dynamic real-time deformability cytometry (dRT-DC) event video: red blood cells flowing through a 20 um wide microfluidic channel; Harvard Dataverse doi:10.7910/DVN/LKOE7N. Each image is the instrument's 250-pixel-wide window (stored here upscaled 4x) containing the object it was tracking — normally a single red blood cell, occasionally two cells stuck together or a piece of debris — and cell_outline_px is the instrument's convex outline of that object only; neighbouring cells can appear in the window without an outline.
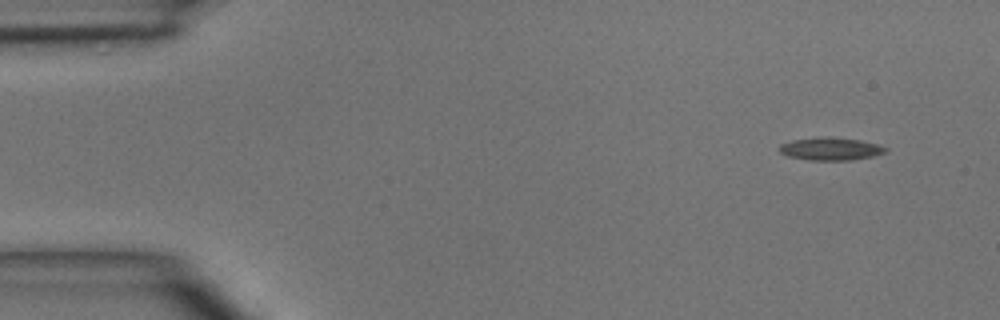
{"species": "common noctule bat (a hibernating species)", "species_latin": "Nyctalus noctula", "temperature_condition": "room temperature", "stored_images_in_passage": 4, "camera_frame_rate_fps": 3000, "um_per_image_px": 0.085, "animal": {"sex": "male", "body_mass_g": 15.6}, "frame": {"image": 1, "passage_image": 1, "time_ms": 0.0, "image_size_px": [1000, 320], "cell_outline_px": [[888, 148], [884, 152], [872, 156], [852, 160], [808, 160], [788, 156], [780, 152], [780, 144], [792, 140], [860, 140], [876, 144]], "centroid_in_image_um": [70.6, 12.72], "position_along_channel_um": 14.4, "area_um2": 12.95}}
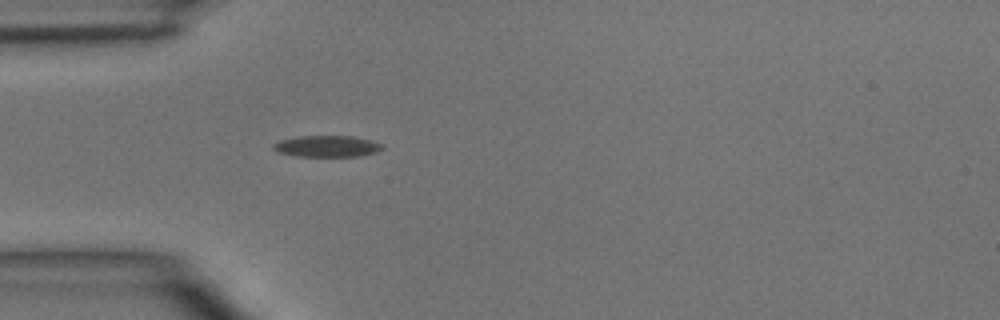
{"frame": {"image": 2, "passage_image": 4, "time_ms": 3.333, "image_size_px": [1000, 320], "cell_outline_px": [[384, 148], [376, 152], [360, 156], [296, 156], [276, 152], [272, 148], [272, 144], [280, 140], [300, 136], [352, 136], [384, 144]], "centroid_in_image_um": [27.77, 12.43], "position_along_channel_um": 57.2, "area_um2": 13.58}}